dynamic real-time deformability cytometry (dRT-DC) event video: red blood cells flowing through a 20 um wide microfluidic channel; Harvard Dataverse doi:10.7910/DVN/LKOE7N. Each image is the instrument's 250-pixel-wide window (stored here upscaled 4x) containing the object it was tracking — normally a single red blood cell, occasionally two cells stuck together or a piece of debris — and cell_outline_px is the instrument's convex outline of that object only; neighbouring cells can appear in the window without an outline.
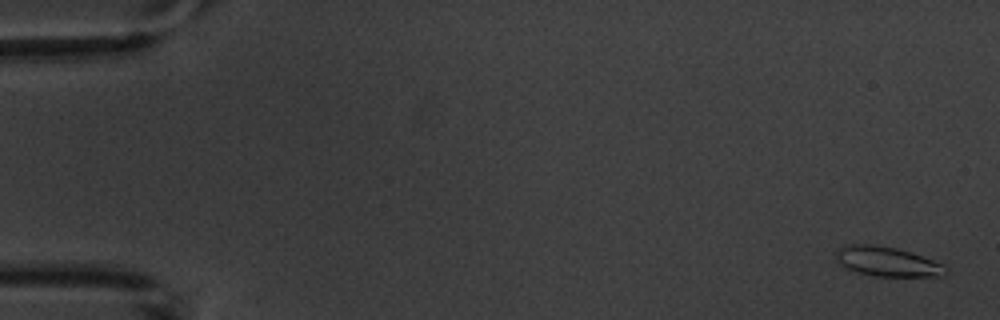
{"species": "common noctule bat (a hibernating species)", "species_latin": "Nyctalus noctula", "temperature_condition": "warm", "stored_images_in_passage": 10, "camera_frame_rate_fps": 3000, "um_per_image_px": 0.085, "animal": {"sex": "male", "body_mass_g": 20.1, "forearm_length_mm": 53.5}, "frame": {"image": 1, "passage_image": 1, "time_ms": 0.0, "image_size_px": [1000, 320], "cell_outline_px": [[948, 276], [872, 276], [856, 272], [840, 264], [836, 260], [832, 252], [844, 244], [872, 244], [896, 248], [912, 252], [932, 260], [948, 268]], "centroid_in_image_um": [75.36, 22.22], "position_along_channel_um": 9.6, "area_um2": 19.25}}
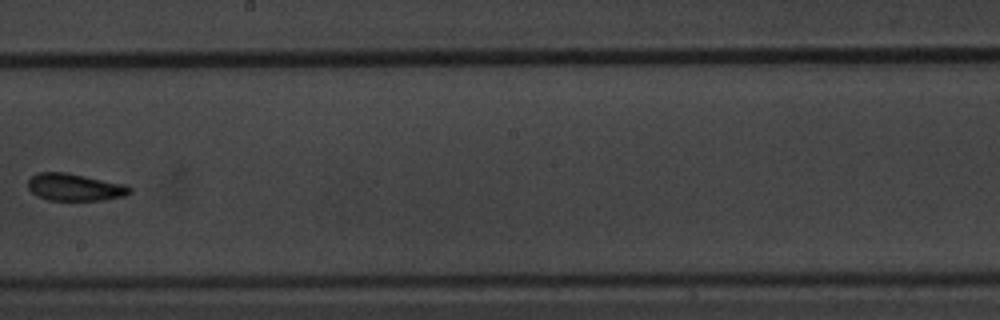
{"frame": {"image": 2, "passage_image": 9, "time_ms": 10.333, "image_size_px": [1000, 320], "cell_outline_px": [[132, 192], [124, 196], [104, 200], [48, 200], [36, 196], [28, 188], [28, 180], [36, 172], [68, 172], [128, 184], [132, 188]], "centroid_in_image_um": [6.39, 15.9], "position_along_channel_um": 241.8, "area_um2": 16.53}}
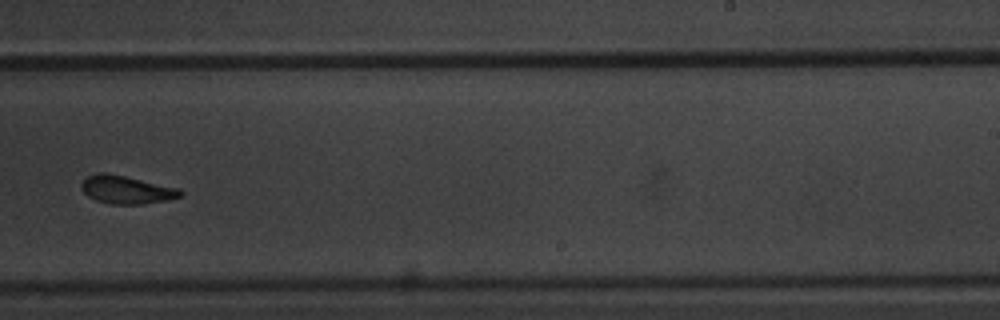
{"frame": {"image": 3, "passage_image": 10, "time_ms": 11.333, "image_size_px": [1000, 320], "cell_outline_px": [[184, 192], [180, 196], [164, 200], [140, 204], [112, 204], [96, 200], [88, 196], [80, 188], [80, 184], [88, 176], [96, 172], [104, 172], [124, 176], [180, 188]], "centroid_in_image_um": [10.72, 16.11], "position_along_channel_um": 278.3, "area_um2": 16.01}}